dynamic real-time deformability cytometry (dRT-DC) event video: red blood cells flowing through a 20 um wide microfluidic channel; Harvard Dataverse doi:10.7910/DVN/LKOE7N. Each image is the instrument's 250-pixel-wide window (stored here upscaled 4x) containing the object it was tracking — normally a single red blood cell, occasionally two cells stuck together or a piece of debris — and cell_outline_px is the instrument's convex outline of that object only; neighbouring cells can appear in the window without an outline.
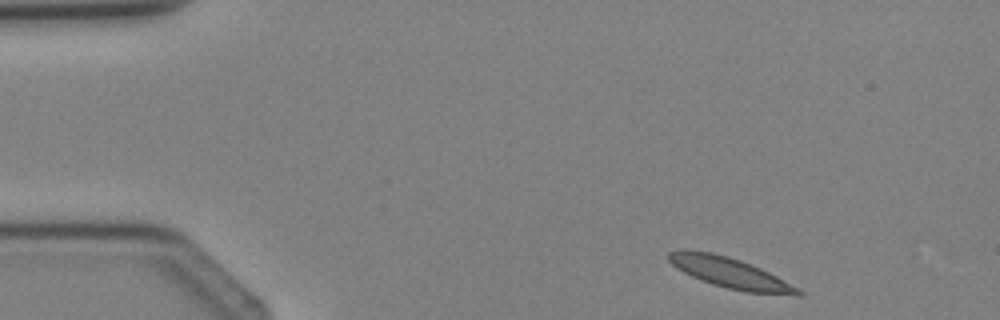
{"species": "Egyptian fruit bat (a non-hibernating species)", "species_latin": "Rousettus aegyptiacus", "temperature_condition": "cold", "stored_images_in_passage": 3, "camera_frame_rate_fps": 3000, "um_per_image_px": 0.085, "animal": {"sex": "female"}, "frame": {"image": 1, "passage_image": 1, "time_ms": 0.0, "image_size_px": [1000, 320], "cell_outline_px": [[804, 296], [796, 296], [748, 292], [728, 288], [712, 284], [700, 280], [676, 268], [668, 260], [668, 252], [712, 252], [728, 256], [740, 260], [760, 268], [800, 288], [804, 292]], "centroid_in_image_um": [62.17, 23.24], "position_along_channel_um": 22.8, "area_um2": 22.54}}